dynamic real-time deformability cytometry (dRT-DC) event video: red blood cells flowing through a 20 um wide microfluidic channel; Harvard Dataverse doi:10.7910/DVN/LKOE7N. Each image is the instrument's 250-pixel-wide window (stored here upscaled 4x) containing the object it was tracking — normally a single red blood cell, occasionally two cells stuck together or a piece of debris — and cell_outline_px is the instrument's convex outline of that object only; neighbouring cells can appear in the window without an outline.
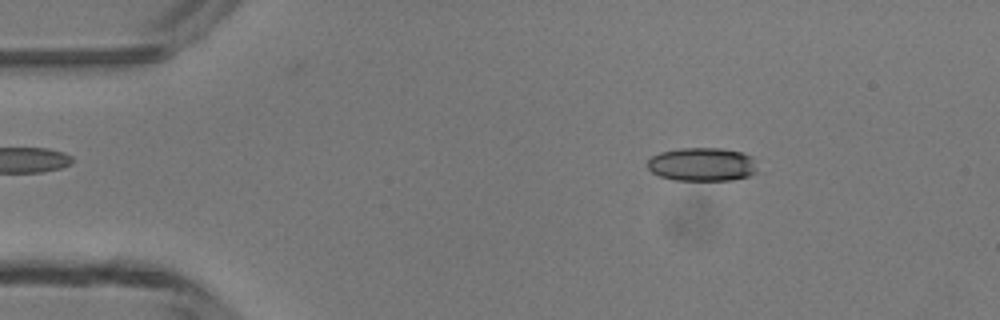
{"species": "common noctule bat (a hibernating species)", "species_latin": "Nyctalus noctula", "temperature_condition": "room temperature", "stored_images_in_passage": 6, "camera_frame_rate_fps": 3000, "um_per_image_px": 0.085, "animal": {"sex": "male", "body_mass_g": 13.3}, "frame": {"image": 1, "passage_image": 2, "time_ms": 1.0, "image_size_px": [1000, 320], "cell_outline_px": [[756, 172], [748, 176], [732, 180], [672, 180], [660, 176], [652, 172], [648, 168], [648, 160], [652, 156], [660, 152], [680, 148], [720, 148], [740, 152], [752, 156]], "centroid_in_image_um": [59.65, 13.97], "position_along_channel_um": 25.3, "area_um2": 21.39}}
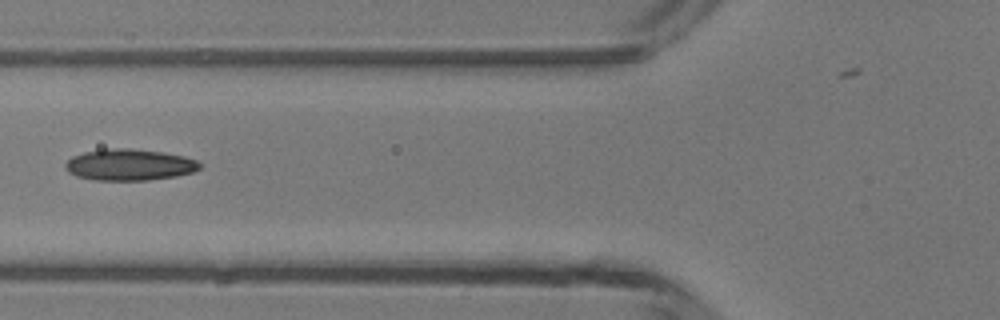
{"frame": {"image": 2, "passage_image": 5, "time_ms": 4.667, "image_size_px": [1000, 320], "cell_outline_px": [[200, 168], [192, 172], [176, 176], [148, 180], [92, 180], [76, 176], [68, 172], [64, 168], [64, 164], [72, 156], [84, 152], [104, 148], [132, 148], [160, 152], [184, 156], [196, 160], [200, 164]], "centroid_in_image_um": [10.95, 14.0], "position_along_channel_um": 114.9, "area_um2": 24.68}}
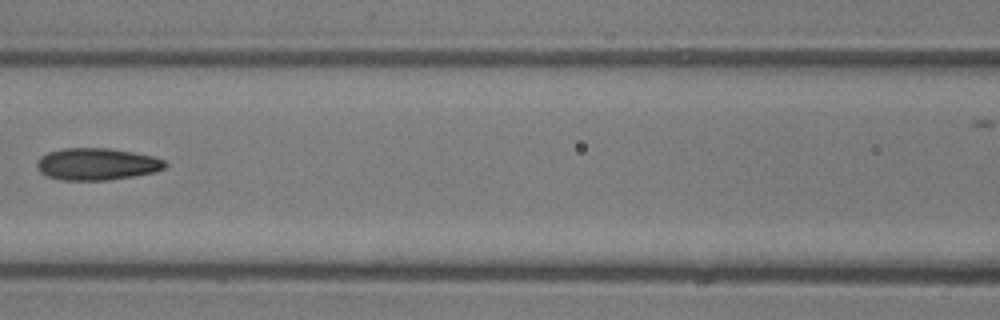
{"frame": {"image": 3, "passage_image": 6, "time_ms": 5.667, "image_size_px": [1000, 320], "cell_outline_px": [[168, 164], [164, 168], [156, 172], [108, 180], [60, 180], [48, 176], [40, 172], [36, 168], [36, 164], [40, 156], [48, 152], [64, 148], [108, 148], [132, 152], [152, 156], [164, 160]], "centroid_in_image_um": [8.21, 13.95], "position_along_channel_um": 158.4, "area_um2": 23.93}}